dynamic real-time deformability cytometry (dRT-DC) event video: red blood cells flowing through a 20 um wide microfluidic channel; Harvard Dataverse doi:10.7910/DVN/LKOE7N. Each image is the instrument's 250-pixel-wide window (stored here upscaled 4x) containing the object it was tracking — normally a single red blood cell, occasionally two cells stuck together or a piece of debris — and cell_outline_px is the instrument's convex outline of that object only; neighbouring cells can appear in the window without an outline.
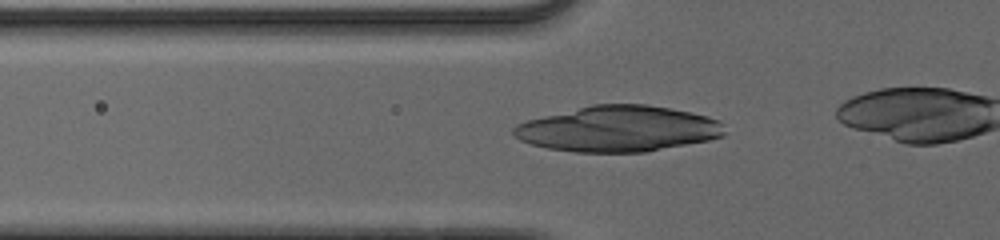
{"species": "human", "species_latin": "Homo sapiens", "temperature_condition": "cold", "stored_images_in_passage": 41, "camera_frame_rate_fps": 3000, "um_per_image_px": 0.085, "donor": {"sex": "male"}, "frame": {"image": 1, "passage_image": 16, "time_ms": 5.0, "image_size_px": [1000, 240], "cell_outline_px": [[724, 136], [708, 140], [644, 152], [576, 152], [548, 148], [532, 144], [520, 140], [512, 132], [512, 128], [516, 124], [528, 120], [592, 104], [648, 104], [692, 112], [708, 116], [720, 120], [724, 124]], "centroid_in_image_um": [52.58, 10.94], "position_along_channel_um": 73.2, "area_um2": 56.18}}
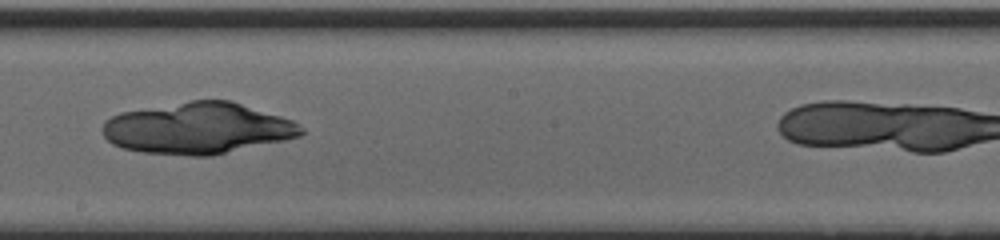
{"frame": {"image": 2, "passage_image": 28, "time_ms": 9.0, "image_size_px": [1000, 240], "cell_outline_px": [[304, 132], [300, 136], [284, 140], [212, 156], [192, 156], [144, 152], [124, 148], [112, 144], [104, 136], [100, 128], [104, 120], [120, 112], [192, 100], [228, 100], [280, 116], [292, 120], [304, 128]], "centroid_in_image_um": [16.78, 10.91], "position_along_channel_um": 231.4, "area_um2": 59.3}}
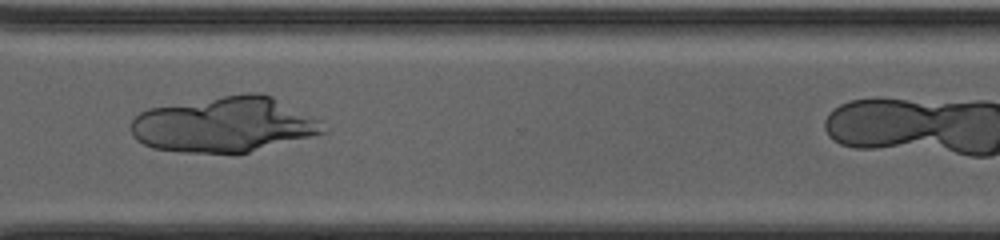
{"frame": {"image": 3, "passage_image": 37, "time_ms": 12.0, "image_size_px": [1000, 240], "cell_outline_px": [[324, 132], [312, 136], [248, 152], [184, 152], [152, 148], [136, 140], [132, 136], [132, 120], [140, 112], [148, 108], [248, 92], [260, 92], [272, 96], [320, 120]], "centroid_in_image_um": [19.03, 10.58], "position_along_channel_um": 351.6, "area_um2": 61.27}}